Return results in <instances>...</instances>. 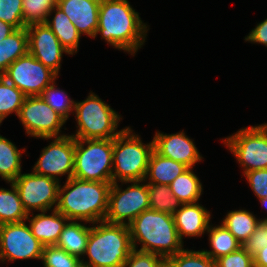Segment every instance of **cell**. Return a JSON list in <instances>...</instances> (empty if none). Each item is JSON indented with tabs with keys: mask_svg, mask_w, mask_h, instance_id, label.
<instances>
[{
	"mask_svg": "<svg viewBox=\"0 0 267 267\" xmlns=\"http://www.w3.org/2000/svg\"><path fill=\"white\" fill-rule=\"evenodd\" d=\"M159 267H171V265L169 264V262L167 260H164Z\"/></svg>",
	"mask_w": 267,
	"mask_h": 267,
	"instance_id": "43",
	"label": "cell"
},
{
	"mask_svg": "<svg viewBox=\"0 0 267 267\" xmlns=\"http://www.w3.org/2000/svg\"><path fill=\"white\" fill-rule=\"evenodd\" d=\"M246 41L258 42L267 46V19L257 25L245 38Z\"/></svg>",
	"mask_w": 267,
	"mask_h": 267,
	"instance_id": "40",
	"label": "cell"
},
{
	"mask_svg": "<svg viewBox=\"0 0 267 267\" xmlns=\"http://www.w3.org/2000/svg\"><path fill=\"white\" fill-rule=\"evenodd\" d=\"M22 0H0V20L15 29L26 27L23 19Z\"/></svg>",
	"mask_w": 267,
	"mask_h": 267,
	"instance_id": "35",
	"label": "cell"
},
{
	"mask_svg": "<svg viewBox=\"0 0 267 267\" xmlns=\"http://www.w3.org/2000/svg\"><path fill=\"white\" fill-rule=\"evenodd\" d=\"M128 227L133 249H136L138 240L142 243L139 251L155 253L165 260L182 250L173 215L148 209L139 214Z\"/></svg>",
	"mask_w": 267,
	"mask_h": 267,
	"instance_id": "3",
	"label": "cell"
},
{
	"mask_svg": "<svg viewBox=\"0 0 267 267\" xmlns=\"http://www.w3.org/2000/svg\"><path fill=\"white\" fill-rule=\"evenodd\" d=\"M215 267H254L253 256L243 247L215 260Z\"/></svg>",
	"mask_w": 267,
	"mask_h": 267,
	"instance_id": "36",
	"label": "cell"
},
{
	"mask_svg": "<svg viewBox=\"0 0 267 267\" xmlns=\"http://www.w3.org/2000/svg\"><path fill=\"white\" fill-rule=\"evenodd\" d=\"M99 32L111 45L133 53L145 41L147 31L127 0H101L96 35Z\"/></svg>",
	"mask_w": 267,
	"mask_h": 267,
	"instance_id": "2",
	"label": "cell"
},
{
	"mask_svg": "<svg viewBox=\"0 0 267 267\" xmlns=\"http://www.w3.org/2000/svg\"><path fill=\"white\" fill-rule=\"evenodd\" d=\"M267 132V124L261 125Z\"/></svg>",
	"mask_w": 267,
	"mask_h": 267,
	"instance_id": "45",
	"label": "cell"
},
{
	"mask_svg": "<svg viewBox=\"0 0 267 267\" xmlns=\"http://www.w3.org/2000/svg\"><path fill=\"white\" fill-rule=\"evenodd\" d=\"M44 245L24 221L0 225V259H41Z\"/></svg>",
	"mask_w": 267,
	"mask_h": 267,
	"instance_id": "13",
	"label": "cell"
},
{
	"mask_svg": "<svg viewBox=\"0 0 267 267\" xmlns=\"http://www.w3.org/2000/svg\"><path fill=\"white\" fill-rule=\"evenodd\" d=\"M191 170V168L185 170L169 185L173 195L182 204L197 202L202 192V185L198 177Z\"/></svg>",
	"mask_w": 267,
	"mask_h": 267,
	"instance_id": "25",
	"label": "cell"
},
{
	"mask_svg": "<svg viewBox=\"0 0 267 267\" xmlns=\"http://www.w3.org/2000/svg\"><path fill=\"white\" fill-rule=\"evenodd\" d=\"M267 227V220L261 221Z\"/></svg>",
	"mask_w": 267,
	"mask_h": 267,
	"instance_id": "46",
	"label": "cell"
},
{
	"mask_svg": "<svg viewBox=\"0 0 267 267\" xmlns=\"http://www.w3.org/2000/svg\"><path fill=\"white\" fill-rule=\"evenodd\" d=\"M260 222L256 220L252 213L246 210H238L229 212L222 224L240 243H244Z\"/></svg>",
	"mask_w": 267,
	"mask_h": 267,
	"instance_id": "27",
	"label": "cell"
},
{
	"mask_svg": "<svg viewBox=\"0 0 267 267\" xmlns=\"http://www.w3.org/2000/svg\"><path fill=\"white\" fill-rule=\"evenodd\" d=\"M26 97L41 96L57 75L29 52L14 61L2 75Z\"/></svg>",
	"mask_w": 267,
	"mask_h": 267,
	"instance_id": "8",
	"label": "cell"
},
{
	"mask_svg": "<svg viewBox=\"0 0 267 267\" xmlns=\"http://www.w3.org/2000/svg\"><path fill=\"white\" fill-rule=\"evenodd\" d=\"M164 260L162 256L155 253L133 249L122 267H159Z\"/></svg>",
	"mask_w": 267,
	"mask_h": 267,
	"instance_id": "37",
	"label": "cell"
},
{
	"mask_svg": "<svg viewBox=\"0 0 267 267\" xmlns=\"http://www.w3.org/2000/svg\"><path fill=\"white\" fill-rule=\"evenodd\" d=\"M15 30L13 26L0 20V41L11 35Z\"/></svg>",
	"mask_w": 267,
	"mask_h": 267,
	"instance_id": "42",
	"label": "cell"
},
{
	"mask_svg": "<svg viewBox=\"0 0 267 267\" xmlns=\"http://www.w3.org/2000/svg\"><path fill=\"white\" fill-rule=\"evenodd\" d=\"M187 169L188 167L184 164L164 157L153 150L149 157L146 177L150 175L151 182L149 183L170 185Z\"/></svg>",
	"mask_w": 267,
	"mask_h": 267,
	"instance_id": "20",
	"label": "cell"
},
{
	"mask_svg": "<svg viewBox=\"0 0 267 267\" xmlns=\"http://www.w3.org/2000/svg\"><path fill=\"white\" fill-rule=\"evenodd\" d=\"M150 209L173 215L182 203L173 195L169 185L147 184Z\"/></svg>",
	"mask_w": 267,
	"mask_h": 267,
	"instance_id": "29",
	"label": "cell"
},
{
	"mask_svg": "<svg viewBox=\"0 0 267 267\" xmlns=\"http://www.w3.org/2000/svg\"><path fill=\"white\" fill-rule=\"evenodd\" d=\"M22 205L29 216L30 210L46 212L58 201L59 180L36 174H20L14 181Z\"/></svg>",
	"mask_w": 267,
	"mask_h": 267,
	"instance_id": "11",
	"label": "cell"
},
{
	"mask_svg": "<svg viewBox=\"0 0 267 267\" xmlns=\"http://www.w3.org/2000/svg\"><path fill=\"white\" fill-rule=\"evenodd\" d=\"M79 129L72 137L78 139H113L123 130L116 132L118 114L98 96L90 94L82 102L75 103Z\"/></svg>",
	"mask_w": 267,
	"mask_h": 267,
	"instance_id": "7",
	"label": "cell"
},
{
	"mask_svg": "<svg viewBox=\"0 0 267 267\" xmlns=\"http://www.w3.org/2000/svg\"><path fill=\"white\" fill-rule=\"evenodd\" d=\"M75 159V138L66 135L55 137V140L42 151L33 168L36 174L56 178L68 173L67 180L73 177Z\"/></svg>",
	"mask_w": 267,
	"mask_h": 267,
	"instance_id": "14",
	"label": "cell"
},
{
	"mask_svg": "<svg viewBox=\"0 0 267 267\" xmlns=\"http://www.w3.org/2000/svg\"><path fill=\"white\" fill-rule=\"evenodd\" d=\"M259 200L261 201L262 204L265 205V207H267V197L259 199ZM265 220H267V219H265Z\"/></svg>",
	"mask_w": 267,
	"mask_h": 267,
	"instance_id": "44",
	"label": "cell"
},
{
	"mask_svg": "<svg viewBox=\"0 0 267 267\" xmlns=\"http://www.w3.org/2000/svg\"><path fill=\"white\" fill-rule=\"evenodd\" d=\"M52 10L56 11L55 17L52 21H49V19L45 21V24L53 31L68 54H73L75 50L76 53L81 35L57 5Z\"/></svg>",
	"mask_w": 267,
	"mask_h": 267,
	"instance_id": "22",
	"label": "cell"
},
{
	"mask_svg": "<svg viewBox=\"0 0 267 267\" xmlns=\"http://www.w3.org/2000/svg\"><path fill=\"white\" fill-rule=\"evenodd\" d=\"M79 267H89V266H85V265L81 264Z\"/></svg>",
	"mask_w": 267,
	"mask_h": 267,
	"instance_id": "47",
	"label": "cell"
},
{
	"mask_svg": "<svg viewBox=\"0 0 267 267\" xmlns=\"http://www.w3.org/2000/svg\"><path fill=\"white\" fill-rule=\"evenodd\" d=\"M259 199L267 197V169L253 170L244 173Z\"/></svg>",
	"mask_w": 267,
	"mask_h": 267,
	"instance_id": "39",
	"label": "cell"
},
{
	"mask_svg": "<svg viewBox=\"0 0 267 267\" xmlns=\"http://www.w3.org/2000/svg\"><path fill=\"white\" fill-rule=\"evenodd\" d=\"M112 183L87 181L72 177L61 189L59 186L58 202L55 205L60 213L70 221H104ZM66 191V192H65Z\"/></svg>",
	"mask_w": 267,
	"mask_h": 267,
	"instance_id": "1",
	"label": "cell"
},
{
	"mask_svg": "<svg viewBox=\"0 0 267 267\" xmlns=\"http://www.w3.org/2000/svg\"><path fill=\"white\" fill-rule=\"evenodd\" d=\"M29 52L28 32L26 27L16 29L11 35L0 41V76L19 57Z\"/></svg>",
	"mask_w": 267,
	"mask_h": 267,
	"instance_id": "21",
	"label": "cell"
},
{
	"mask_svg": "<svg viewBox=\"0 0 267 267\" xmlns=\"http://www.w3.org/2000/svg\"><path fill=\"white\" fill-rule=\"evenodd\" d=\"M97 227H90L85 254L89 267H122L133 250L130 230L127 225L101 221Z\"/></svg>",
	"mask_w": 267,
	"mask_h": 267,
	"instance_id": "4",
	"label": "cell"
},
{
	"mask_svg": "<svg viewBox=\"0 0 267 267\" xmlns=\"http://www.w3.org/2000/svg\"><path fill=\"white\" fill-rule=\"evenodd\" d=\"M246 172L267 169V132L261 126L249 127L224 140Z\"/></svg>",
	"mask_w": 267,
	"mask_h": 267,
	"instance_id": "10",
	"label": "cell"
},
{
	"mask_svg": "<svg viewBox=\"0 0 267 267\" xmlns=\"http://www.w3.org/2000/svg\"><path fill=\"white\" fill-rule=\"evenodd\" d=\"M267 246V227L260 222L251 236L242 243V247L252 256Z\"/></svg>",
	"mask_w": 267,
	"mask_h": 267,
	"instance_id": "38",
	"label": "cell"
},
{
	"mask_svg": "<svg viewBox=\"0 0 267 267\" xmlns=\"http://www.w3.org/2000/svg\"><path fill=\"white\" fill-rule=\"evenodd\" d=\"M11 186L12 191L0 189V225L29 219L13 182Z\"/></svg>",
	"mask_w": 267,
	"mask_h": 267,
	"instance_id": "24",
	"label": "cell"
},
{
	"mask_svg": "<svg viewBox=\"0 0 267 267\" xmlns=\"http://www.w3.org/2000/svg\"><path fill=\"white\" fill-rule=\"evenodd\" d=\"M29 53L58 75L62 53H68L53 31L45 23L26 26Z\"/></svg>",
	"mask_w": 267,
	"mask_h": 267,
	"instance_id": "15",
	"label": "cell"
},
{
	"mask_svg": "<svg viewBox=\"0 0 267 267\" xmlns=\"http://www.w3.org/2000/svg\"><path fill=\"white\" fill-rule=\"evenodd\" d=\"M84 143L88 144L84 148ZM113 139L75 138V159L73 177L112 183Z\"/></svg>",
	"mask_w": 267,
	"mask_h": 267,
	"instance_id": "6",
	"label": "cell"
},
{
	"mask_svg": "<svg viewBox=\"0 0 267 267\" xmlns=\"http://www.w3.org/2000/svg\"><path fill=\"white\" fill-rule=\"evenodd\" d=\"M21 153L15 145L0 136V175L8 182H13L21 174Z\"/></svg>",
	"mask_w": 267,
	"mask_h": 267,
	"instance_id": "28",
	"label": "cell"
},
{
	"mask_svg": "<svg viewBox=\"0 0 267 267\" xmlns=\"http://www.w3.org/2000/svg\"><path fill=\"white\" fill-rule=\"evenodd\" d=\"M24 24L45 23L57 0H22Z\"/></svg>",
	"mask_w": 267,
	"mask_h": 267,
	"instance_id": "31",
	"label": "cell"
},
{
	"mask_svg": "<svg viewBox=\"0 0 267 267\" xmlns=\"http://www.w3.org/2000/svg\"><path fill=\"white\" fill-rule=\"evenodd\" d=\"M25 94L0 76V120L3 121L8 114L16 112L17 116L23 105Z\"/></svg>",
	"mask_w": 267,
	"mask_h": 267,
	"instance_id": "30",
	"label": "cell"
},
{
	"mask_svg": "<svg viewBox=\"0 0 267 267\" xmlns=\"http://www.w3.org/2000/svg\"><path fill=\"white\" fill-rule=\"evenodd\" d=\"M166 260L171 267H215V261L204 251H188L182 249Z\"/></svg>",
	"mask_w": 267,
	"mask_h": 267,
	"instance_id": "32",
	"label": "cell"
},
{
	"mask_svg": "<svg viewBox=\"0 0 267 267\" xmlns=\"http://www.w3.org/2000/svg\"><path fill=\"white\" fill-rule=\"evenodd\" d=\"M101 0H59L57 6L75 25L79 34L96 37Z\"/></svg>",
	"mask_w": 267,
	"mask_h": 267,
	"instance_id": "17",
	"label": "cell"
},
{
	"mask_svg": "<svg viewBox=\"0 0 267 267\" xmlns=\"http://www.w3.org/2000/svg\"><path fill=\"white\" fill-rule=\"evenodd\" d=\"M90 227H86L77 222H70L64 226L56 246L67 253L79 257L85 254Z\"/></svg>",
	"mask_w": 267,
	"mask_h": 267,
	"instance_id": "23",
	"label": "cell"
},
{
	"mask_svg": "<svg viewBox=\"0 0 267 267\" xmlns=\"http://www.w3.org/2000/svg\"><path fill=\"white\" fill-rule=\"evenodd\" d=\"M254 267H267V246L260 249L254 256Z\"/></svg>",
	"mask_w": 267,
	"mask_h": 267,
	"instance_id": "41",
	"label": "cell"
},
{
	"mask_svg": "<svg viewBox=\"0 0 267 267\" xmlns=\"http://www.w3.org/2000/svg\"><path fill=\"white\" fill-rule=\"evenodd\" d=\"M55 89V85L52 82V85H48L43 90L41 97L54 111L67 120L69 112L72 111V109L74 110L73 107H75L76 102L69 100V98H67L68 96H65L64 98L66 99L64 100L62 96L66 94L62 90ZM57 96H61L60 99H57Z\"/></svg>",
	"mask_w": 267,
	"mask_h": 267,
	"instance_id": "34",
	"label": "cell"
},
{
	"mask_svg": "<svg viewBox=\"0 0 267 267\" xmlns=\"http://www.w3.org/2000/svg\"><path fill=\"white\" fill-rule=\"evenodd\" d=\"M210 233V244L213 251H204L214 261L229 253L235 252L242 247L234 235L222 224L207 230Z\"/></svg>",
	"mask_w": 267,
	"mask_h": 267,
	"instance_id": "26",
	"label": "cell"
},
{
	"mask_svg": "<svg viewBox=\"0 0 267 267\" xmlns=\"http://www.w3.org/2000/svg\"><path fill=\"white\" fill-rule=\"evenodd\" d=\"M153 150L164 157L184 164L188 168H192L195 163L201 160L194 143L183 132L171 135L156 133L153 139Z\"/></svg>",
	"mask_w": 267,
	"mask_h": 267,
	"instance_id": "16",
	"label": "cell"
},
{
	"mask_svg": "<svg viewBox=\"0 0 267 267\" xmlns=\"http://www.w3.org/2000/svg\"><path fill=\"white\" fill-rule=\"evenodd\" d=\"M18 117L28 135L45 139L55 138L66 122L41 96L26 97Z\"/></svg>",
	"mask_w": 267,
	"mask_h": 267,
	"instance_id": "12",
	"label": "cell"
},
{
	"mask_svg": "<svg viewBox=\"0 0 267 267\" xmlns=\"http://www.w3.org/2000/svg\"><path fill=\"white\" fill-rule=\"evenodd\" d=\"M44 267H79L82 260L56 245L44 246L41 255Z\"/></svg>",
	"mask_w": 267,
	"mask_h": 267,
	"instance_id": "33",
	"label": "cell"
},
{
	"mask_svg": "<svg viewBox=\"0 0 267 267\" xmlns=\"http://www.w3.org/2000/svg\"><path fill=\"white\" fill-rule=\"evenodd\" d=\"M140 182L134 181L122 192L117 182L112 183L104 221L128 226L139 214L150 209L147 184L141 186ZM124 219H128V222L125 223Z\"/></svg>",
	"mask_w": 267,
	"mask_h": 267,
	"instance_id": "9",
	"label": "cell"
},
{
	"mask_svg": "<svg viewBox=\"0 0 267 267\" xmlns=\"http://www.w3.org/2000/svg\"><path fill=\"white\" fill-rule=\"evenodd\" d=\"M129 127L113 138L112 161L115 164V173H112V183L145 181L148 161L153 151V141L143 145L139 136L131 134ZM127 139V140H126Z\"/></svg>",
	"mask_w": 267,
	"mask_h": 267,
	"instance_id": "5",
	"label": "cell"
},
{
	"mask_svg": "<svg viewBox=\"0 0 267 267\" xmlns=\"http://www.w3.org/2000/svg\"><path fill=\"white\" fill-rule=\"evenodd\" d=\"M174 214V223L179 239L182 236H200L208 230L210 213L202 206L195 203L182 204Z\"/></svg>",
	"mask_w": 267,
	"mask_h": 267,
	"instance_id": "18",
	"label": "cell"
},
{
	"mask_svg": "<svg viewBox=\"0 0 267 267\" xmlns=\"http://www.w3.org/2000/svg\"><path fill=\"white\" fill-rule=\"evenodd\" d=\"M42 211L37 214L30 222L32 234L44 245H56L62 230L69 220L65 215L54 208L52 215H45ZM65 223V224H64Z\"/></svg>",
	"mask_w": 267,
	"mask_h": 267,
	"instance_id": "19",
	"label": "cell"
}]
</instances>
